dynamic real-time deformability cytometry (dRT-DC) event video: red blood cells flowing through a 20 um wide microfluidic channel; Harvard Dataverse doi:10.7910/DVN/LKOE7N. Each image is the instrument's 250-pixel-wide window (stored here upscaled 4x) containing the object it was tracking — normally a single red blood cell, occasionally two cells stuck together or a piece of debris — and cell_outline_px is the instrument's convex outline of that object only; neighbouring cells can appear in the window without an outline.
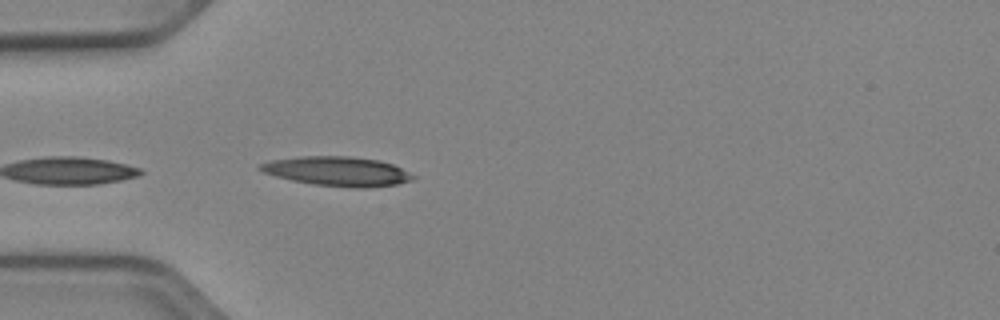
{"species": "Egyptian fruit bat (a non-hibernating species)", "species_latin": "Rousettus aegyptiacus", "temperature_condition": "cold", "stored_images_in_passage": 36, "camera_frame_rate_fps": 3000, "um_per_image_px": 0.085, "animal": {"sex": "female"}, "frame": {"image": 1, "passage_image": 1, "time_ms": 0.0, "image_size_px": [1000, 320], "cell_outline_px": [[416, 176], [412, 180], [396, 184], [368, 188], [352, 188], [312, 184], [292, 180], [276, 176], [264, 172], [256, 168], [260, 164], [272, 160], [300, 156], [348, 156], [380, 160], [392, 164]], "centroid_in_image_um": [28.68, 14.56], "position_along_channel_um": 56.3, "area_um2": 26.13}}
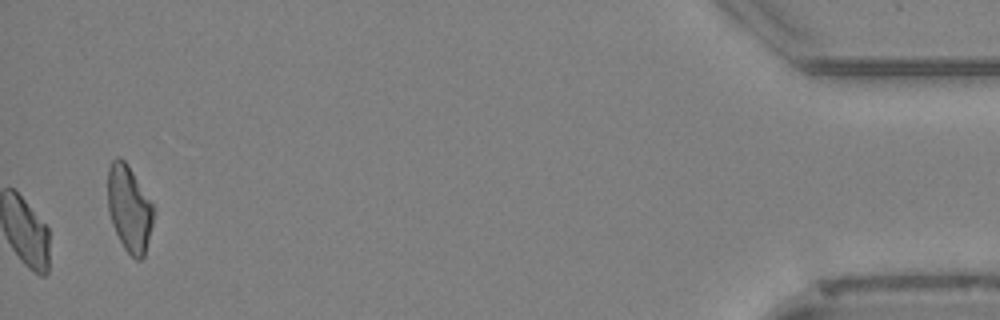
{"frame": {"image": 2, "passage_image": 36, "time_ms": 11.667, "image_size_px": [1000, 320], "cell_outline_px": [[156, 208], [144, 256], [140, 260], [136, 260], [124, 248], [112, 224], [108, 212], [108, 168], [112, 160], [116, 156], [120, 156], [128, 164]], "centroid_in_image_um": [10.99, 17.69], "position_along_channel_um": 424.2, "area_um2": 23.18}, "authors_computed_cell_mechanics": {"area_um2": 20.9814, "velocity_mm_per_s": 3.8761, "shape_relaxation_time_tau1_ms": 3.4629, "shape_relaxation_time_tau2_ms": null, "deformation_change_tau1": 0.114, "deformation_change_tau2": null}}